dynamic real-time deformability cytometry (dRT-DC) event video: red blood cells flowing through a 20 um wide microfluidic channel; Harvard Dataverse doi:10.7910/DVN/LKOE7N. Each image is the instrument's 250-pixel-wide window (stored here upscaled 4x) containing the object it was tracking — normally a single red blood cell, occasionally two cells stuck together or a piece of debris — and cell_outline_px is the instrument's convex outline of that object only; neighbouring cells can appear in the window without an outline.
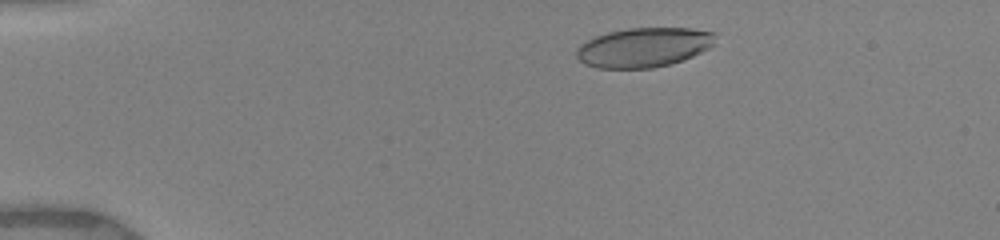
{"species": "human", "species_latin": "Homo sapiens", "temperature_condition": "warm", "stored_images_in_passage": 51, "camera_frame_rate_fps": 3000, "um_per_image_px": 0.085, "donor": {"sex": "female"}, "frame": {"image": 1, "passage_image": 4, "time_ms": 1.333, "image_size_px": [1000, 240], "cell_outline_px": [[716, 36], [712, 44], [708, 48], [684, 60], [672, 64], [652, 68], [596, 68], [584, 64], [576, 56], [576, 48], [580, 44], [596, 36], [608, 32], [628, 28], [692, 28], [716, 32]], "centroid_in_image_um": [54.71, 4.03], "position_along_channel_um": 30.3, "area_um2": 32.08}}
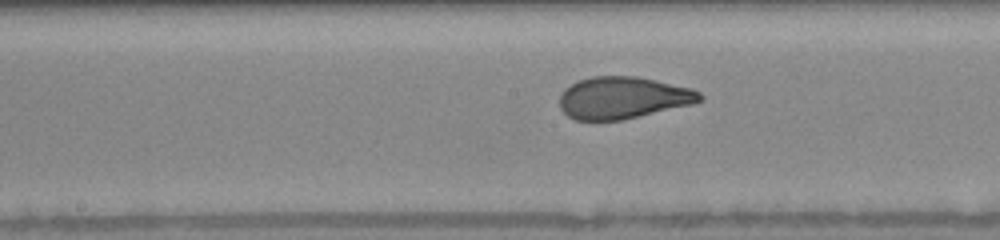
{"frame": {"image": 2, "passage_image": 29, "time_ms": 7.333, "image_size_px": [1000, 240], "cell_outline_px": [[704, 100], [692, 104], [620, 120], [576, 120], [568, 116], [560, 108], [560, 96], [564, 88], [576, 80], [592, 76], [636, 76], [656, 80], [692, 88], [700, 92], [704, 96]], "centroid_in_image_um": [52.95, 8.29], "position_along_channel_um": 195.3, "area_um2": 34.39}}
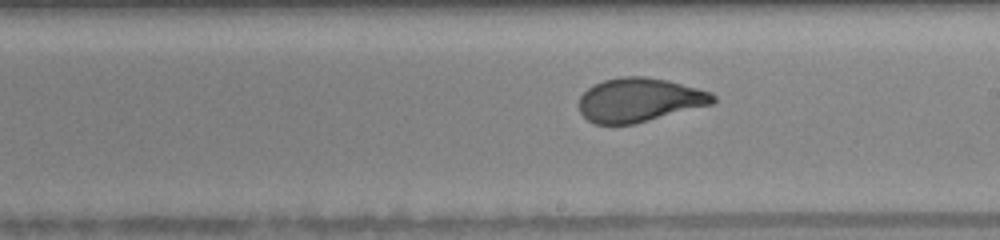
{"frame": {"image": 3, "passage_image": 34, "time_ms": 8.333, "image_size_px": [1000, 240], "cell_outline_px": [[716, 100], [712, 104], [636, 124], [592, 124], [580, 112], [580, 96], [588, 88], [604, 80], [620, 76], [644, 76], [668, 80], [712, 92], [716, 96]], "centroid_in_image_um": [54.36, 8.5], "position_along_channel_um": 234.6, "area_um2": 34.39}}